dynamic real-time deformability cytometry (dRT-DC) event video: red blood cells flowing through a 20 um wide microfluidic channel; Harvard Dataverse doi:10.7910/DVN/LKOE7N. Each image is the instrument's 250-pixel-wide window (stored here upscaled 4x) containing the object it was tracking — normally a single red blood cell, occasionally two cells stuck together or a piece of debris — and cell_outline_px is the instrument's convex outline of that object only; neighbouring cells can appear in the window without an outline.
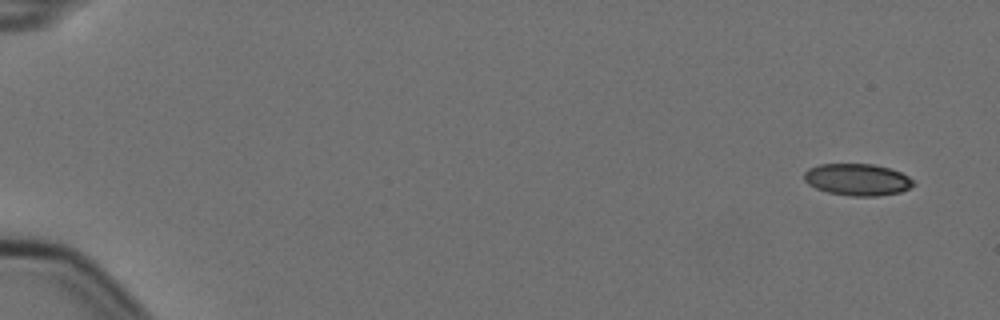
{"species": "Egyptian fruit bat (a non-hibernating species)", "species_latin": "Rousettus aegyptiacus", "temperature_condition": "cold", "stored_images_in_passage": 7, "camera_frame_rate_fps": 3000, "um_per_image_px": 0.085, "animal": {"sex": "female"}, "frame": {"image": 1, "passage_image": 1, "time_ms": 0.0, "image_size_px": [1000, 320], "cell_outline_px": [[916, 184], [900, 192], [876, 196], [852, 196], [828, 192], [816, 188], [808, 184], [804, 180], [804, 172], [808, 168], [820, 164], [872, 164], [888, 168], [900, 172], [908, 176]], "centroid_in_image_um": [72.86, 15.26], "position_along_channel_um": 12.1, "area_um2": 20.17}}
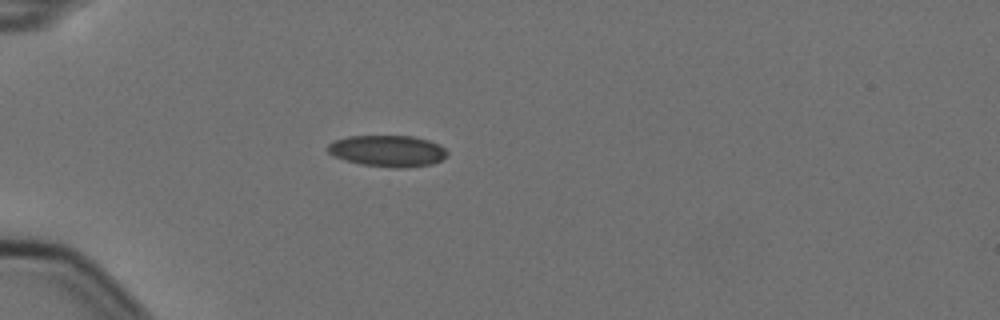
{"frame": {"image": 2, "passage_image": 5, "time_ms": 1.333, "image_size_px": [1000, 320], "cell_outline_px": [[448, 156], [432, 164], [404, 168], [396, 168], [360, 164], [344, 160], [328, 152], [328, 144], [332, 140], [348, 136], [412, 136], [428, 140], [440, 144], [448, 152]], "centroid_in_image_um": [32.96, 12.83], "position_along_channel_um": 52.0, "area_um2": 21.96}}
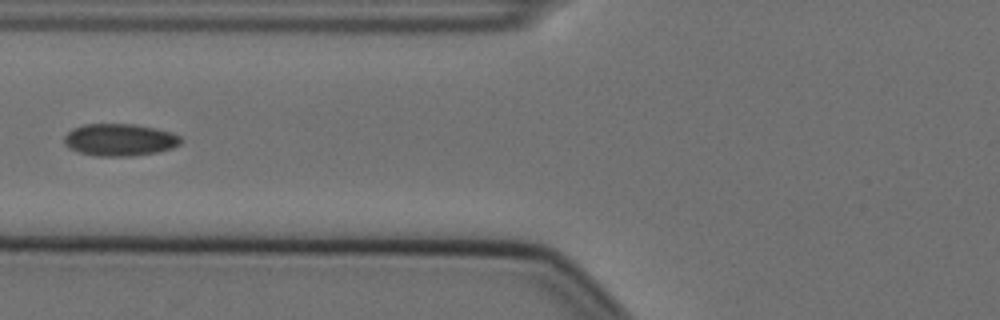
{"frame": {"image": 3, "passage_image": 7, "time_ms": 2.0, "image_size_px": [1000, 320], "cell_outline_px": [[180, 144], [172, 148], [156, 152], [132, 156], [92, 156], [76, 152], [68, 148], [64, 144], [64, 136], [72, 128], [84, 124], [136, 124], [156, 128], [172, 132], [180, 136]], "centroid_in_image_um": [10.13, 11.88], "position_along_channel_um": 115.7, "area_um2": 22.14}}